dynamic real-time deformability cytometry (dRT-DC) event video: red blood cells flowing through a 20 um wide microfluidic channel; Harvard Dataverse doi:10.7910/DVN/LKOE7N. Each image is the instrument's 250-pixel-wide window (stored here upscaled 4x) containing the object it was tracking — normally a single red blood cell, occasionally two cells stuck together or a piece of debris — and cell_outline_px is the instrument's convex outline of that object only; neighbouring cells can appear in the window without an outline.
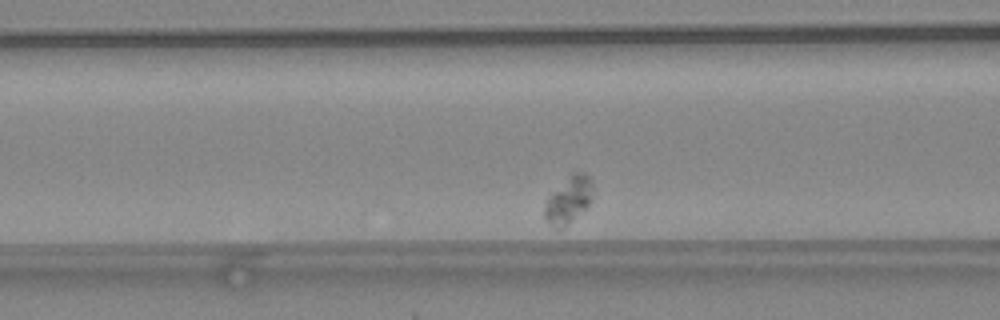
{"species": "common noctule bat (a hibernating species)", "species_latin": "Nyctalus noctula", "temperature_condition": "warm", "stored_images_in_passage": 36, "camera_frame_rate_fps": 3000, "um_per_image_px": 0.085, "animal": {"sex": "female", "body_mass_g": 24.6, "forearm_length_mm": 56.2}, "frame": {"image": 1, "passage_image": 11, "time_ms": 3.333, "image_size_px": [1000, 320], "cell_outline_px": [[592, 196], [588, 204], [584, 208], [560, 228], [556, 228], [544, 216], [544, 208], [548, 196], [572, 172], [584, 172], [592, 180]], "centroid_in_image_um": [48.32, 16.91], "position_along_channel_um": 118.3, "area_um2": 12.54}}
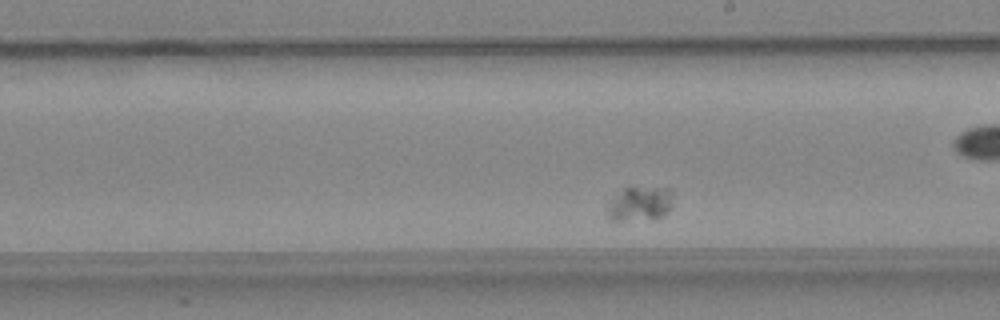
{"frame": {"image": 2, "passage_image": 21, "time_ms": 6.667, "image_size_px": [1000, 320], "cell_outline_px": [[672, 208], [664, 216], [652, 220], [612, 220], [604, 212], [604, 208], [624, 188], [668, 188], [672, 192]], "centroid_in_image_um": [54.4, 17.36], "position_along_channel_um": 234.6, "area_um2": 13.35}}